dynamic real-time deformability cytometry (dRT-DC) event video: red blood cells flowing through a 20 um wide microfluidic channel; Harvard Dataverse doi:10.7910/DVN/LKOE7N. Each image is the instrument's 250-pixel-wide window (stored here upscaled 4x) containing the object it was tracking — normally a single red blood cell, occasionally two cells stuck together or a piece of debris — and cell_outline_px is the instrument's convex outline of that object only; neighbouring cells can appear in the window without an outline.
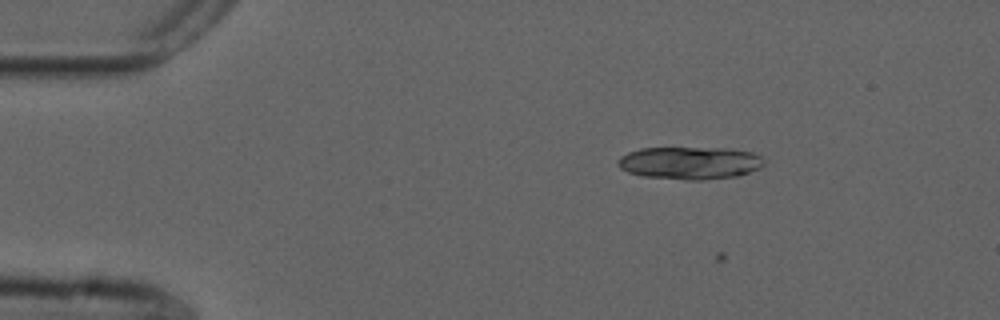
{"species": "common noctule bat (a hibernating species)", "species_latin": "Nyctalus noctula", "temperature_condition": "cold", "stored_images_in_passage": 17, "camera_frame_rate_fps": 3000, "um_per_image_px": 0.085, "animal": {"sex": "male", "forearm_length_mm": 52.5}, "frame": {"image": 1, "passage_image": 11, "time_ms": 3.333, "image_size_px": [1000, 320], "cell_outline_px": [[764, 164], [760, 168], [740, 176], [700, 180], [684, 180], [640, 176], [628, 172], [620, 168], [616, 164], [620, 156], [628, 152], [640, 148], [728, 148], [752, 152], [760, 156], [764, 160]], "centroid_in_image_um": [58.63, 13.85], "position_along_channel_um": 26.4, "area_um2": 28.09}}